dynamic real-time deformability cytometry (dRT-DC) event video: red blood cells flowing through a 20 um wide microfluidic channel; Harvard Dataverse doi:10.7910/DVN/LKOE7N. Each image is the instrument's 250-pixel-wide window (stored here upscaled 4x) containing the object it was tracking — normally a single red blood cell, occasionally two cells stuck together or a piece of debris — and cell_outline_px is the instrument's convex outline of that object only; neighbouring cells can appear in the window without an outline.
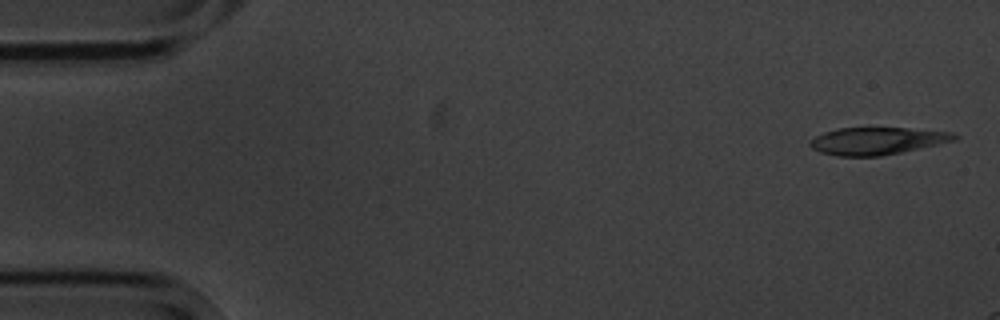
{"species": "common noctule bat (a hibernating species)", "species_latin": "Nyctalus noctula", "temperature_condition": "cold", "stored_images_in_passage": 3, "camera_frame_rate_fps": 3000, "um_per_image_px": 0.085, "animal": {"sex": "male", "body_mass_g": 20.1, "forearm_length_mm": 53.5}, "frame": {"image": 1, "passage_image": 1, "time_ms": 0.0, "image_size_px": [1000, 320], "cell_outline_px": [[960, 136], [956, 140], [900, 152], [880, 156], [836, 156], [820, 152], [812, 148], [808, 144], [808, 140], [824, 132], [840, 128], [908, 128], [952, 132]], "centroid_in_image_um": [74.53, 11.97], "position_along_channel_um": 10.5, "area_um2": 22.89}}